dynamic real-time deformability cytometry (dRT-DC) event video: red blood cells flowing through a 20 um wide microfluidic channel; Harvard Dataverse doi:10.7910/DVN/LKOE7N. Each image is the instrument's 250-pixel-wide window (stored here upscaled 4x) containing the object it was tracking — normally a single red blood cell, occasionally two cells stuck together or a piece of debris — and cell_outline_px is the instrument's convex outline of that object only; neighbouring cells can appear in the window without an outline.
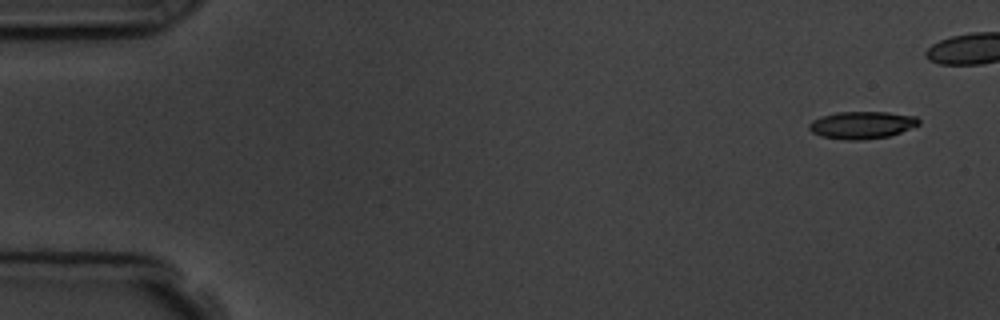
{"species": "common noctule bat (a hibernating species)", "species_latin": "Nyctalus noctula", "temperature_condition": "room temperature", "stored_images_in_passage": 6, "camera_frame_rate_fps": 3000, "um_per_image_px": 0.085, "animal": {"sex": "male", "body_mass_g": 19.5, "forearm_length_mm": 54.6}, "frame": {"image": 1, "passage_image": 1, "time_ms": 0.0, "image_size_px": [1000, 320], "cell_outline_px": [[920, 124], [900, 132], [888, 136], [860, 140], [844, 140], [820, 136], [812, 132], [808, 128], [808, 124], [812, 120], [820, 116], [836, 112], [888, 112], [916, 116], [920, 120]], "centroid_in_image_um": [73.23, 10.62], "position_along_channel_um": 11.8, "area_um2": 17.57}}
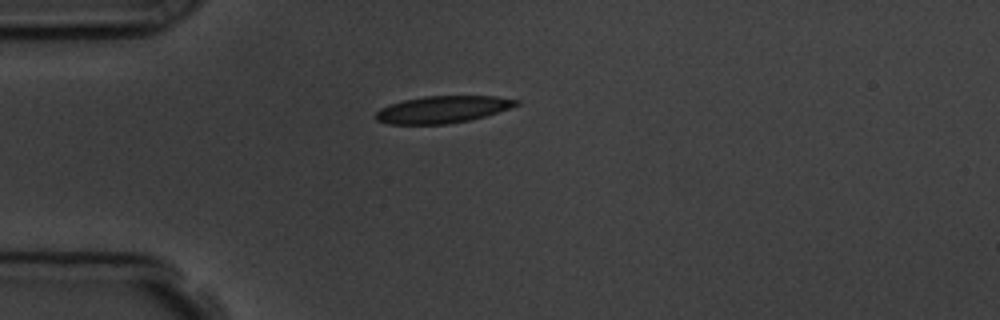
{"frame": {"image": 2, "passage_image": 6, "time_ms": 5.667, "image_size_px": [1000, 320], "cell_outline_px": [[520, 104], [484, 116], [468, 120], [448, 124], [388, 124], [376, 120], [372, 116], [380, 108], [404, 100], [424, 96], [496, 96], [520, 100]], "centroid_in_image_um": [37.58, 9.3], "position_along_channel_um": 47.4, "area_um2": 22.02}}